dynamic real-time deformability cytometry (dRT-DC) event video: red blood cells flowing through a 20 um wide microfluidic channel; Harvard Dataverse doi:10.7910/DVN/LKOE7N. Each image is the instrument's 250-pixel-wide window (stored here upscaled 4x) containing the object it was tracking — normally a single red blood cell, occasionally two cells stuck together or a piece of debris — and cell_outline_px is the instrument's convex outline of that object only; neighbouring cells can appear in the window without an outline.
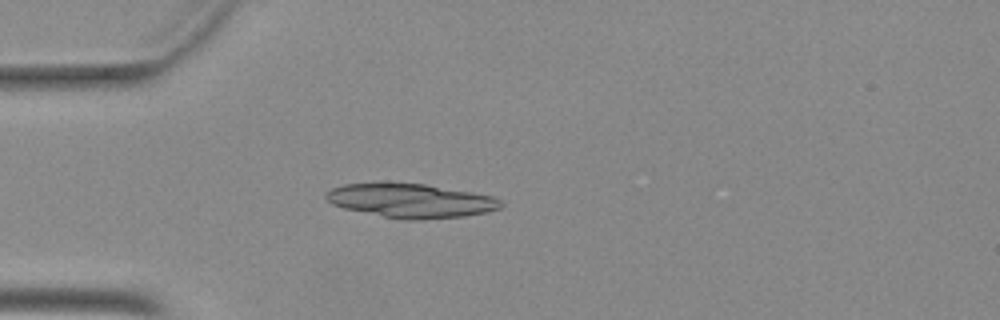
{"species": "Egyptian fruit bat (a non-hibernating species)", "species_latin": "Rousettus aegyptiacus", "temperature_condition": "warm", "stored_images_in_passage": 40, "camera_frame_rate_fps": 3000, "um_per_image_px": 0.085, "animal": {"sex": "female"}, "frame": {"image": 1, "passage_image": 4, "time_ms": 1.0, "image_size_px": [1000, 320], "cell_outline_px": [[504, 204], [500, 208], [488, 212], [464, 216], [420, 220], [404, 220], [344, 208], [332, 204], [324, 196], [332, 188], [344, 184], [424, 184], [492, 196], [500, 200]], "centroid_in_image_um": [34.96, 17.08], "position_along_channel_um": 50.0, "area_um2": 33.99}}
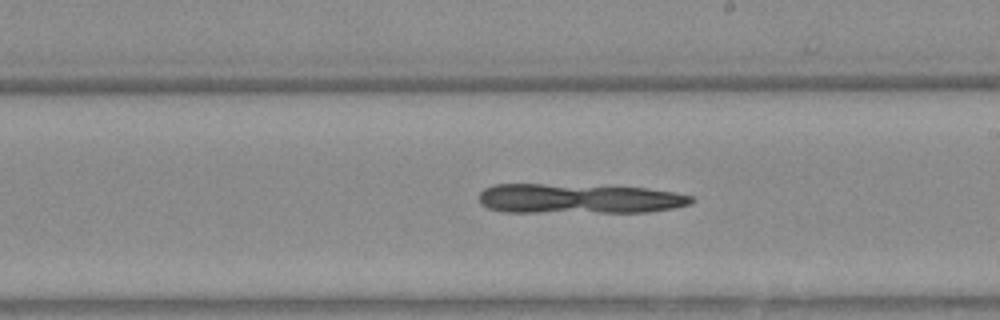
{"frame": {"image": 2, "passage_image": 19, "time_ms": 6.0, "image_size_px": [1000, 320], "cell_outline_px": [[696, 200], [688, 204], [672, 208], [648, 212], [504, 212], [488, 208], [480, 204], [480, 192], [484, 188], [496, 184], [540, 184], [644, 188], [672, 192], [692, 196]], "centroid_in_image_um": [49.15, 16.9], "position_along_channel_um": 239.8, "area_um2": 36.59}}